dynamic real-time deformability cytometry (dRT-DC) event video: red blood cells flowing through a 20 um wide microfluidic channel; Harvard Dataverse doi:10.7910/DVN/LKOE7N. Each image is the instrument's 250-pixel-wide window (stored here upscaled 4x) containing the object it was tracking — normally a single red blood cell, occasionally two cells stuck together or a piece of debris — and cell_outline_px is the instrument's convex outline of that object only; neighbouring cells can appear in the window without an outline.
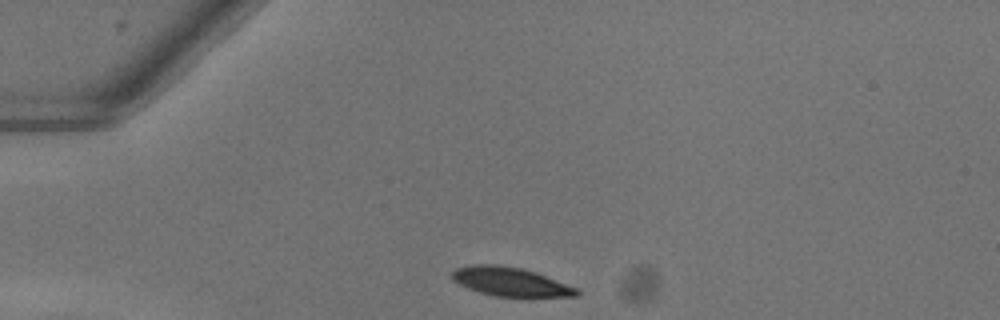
{"species": "common noctule bat (a hibernating species)", "species_latin": "Nyctalus noctula", "temperature_condition": "warm", "stored_images_in_passage": 8, "camera_frame_rate_fps": 3000, "um_per_image_px": 0.085, "animal": {"sex": "female"}, "frame": {"image": 1, "passage_image": 1, "time_ms": 0.0, "image_size_px": [1000, 320], "cell_outline_px": [[580, 292], [576, 296], [496, 296], [480, 292], [468, 288], [452, 280], [452, 272], [456, 268], [472, 264], [496, 264], [520, 268], [536, 272], [576, 288]], "centroid_in_image_um": [43.34, 23.93], "position_along_channel_um": 41.7, "area_um2": 20.58}}
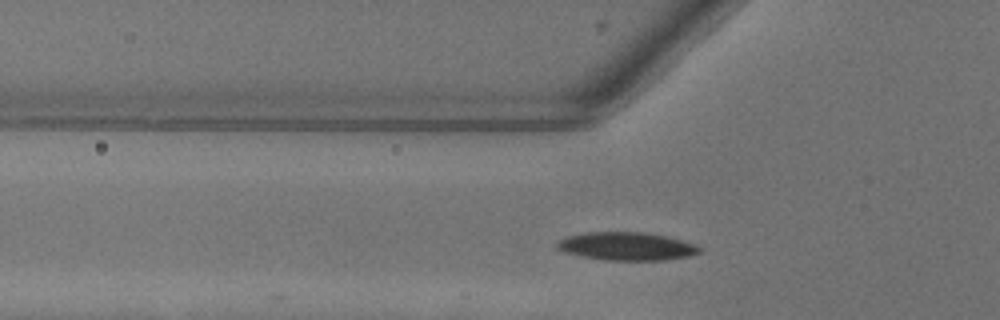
{"frame": {"image": 2, "passage_image": 6, "time_ms": 1.667, "image_size_px": [1000, 320], "cell_outline_px": [[704, 252], [688, 256], [664, 260], [604, 260], [564, 252], [556, 248], [556, 244], [560, 240], [568, 236], [588, 232], [648, 232], [668, 236], [696, 244]], "centroid_in_image_um": [53.32, 20.93], "position_along_channel_um": 72.5, "area_um2": 23.41}}